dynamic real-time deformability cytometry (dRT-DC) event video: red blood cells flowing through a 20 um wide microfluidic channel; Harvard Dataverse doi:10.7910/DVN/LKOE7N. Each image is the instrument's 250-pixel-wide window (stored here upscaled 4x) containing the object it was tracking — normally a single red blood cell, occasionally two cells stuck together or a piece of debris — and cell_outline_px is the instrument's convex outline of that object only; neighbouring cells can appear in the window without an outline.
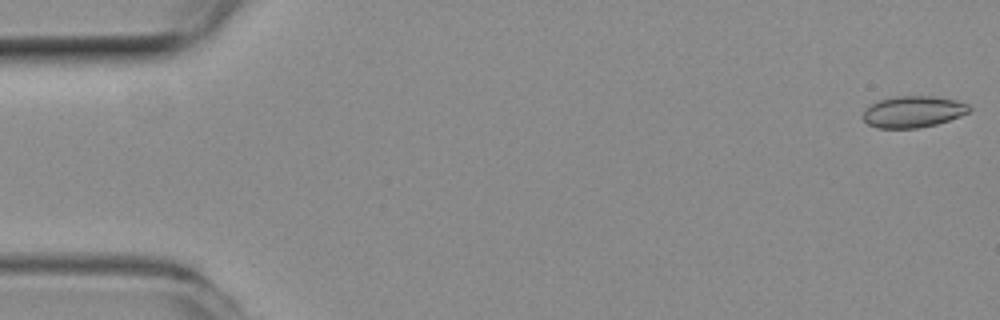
{"species": "common noctule bat (a hibernating species)", "species_latin": "Nyctalus noctula", "temperature_condition": "room temperature", "stored_images_in_passage": 52, "camera_frame_rate_fps": 3000, "um_per_image_px": 0.085, "animal": {"sex": "female", "body_mass_g": 19.3, "forearm_length_mm": 54.1}, "frame": {"image": 1, "passage_image": 1, "time_ms": 0.0, "image_size_px": [1000, 320], "cell_outline_px": [[972, 108], [968, 112], [960, 116], [936, 124], [916, 128], [876, 128], [868, 124], [860, 116], [872, 104], [880, 100], [896, 96], [932, 96], [956, 100], [968, 104]], "centroid_in_image_um": [77.61, 9.5], "position_along_channel_um": 7.4, "area_um2": 19.36}}
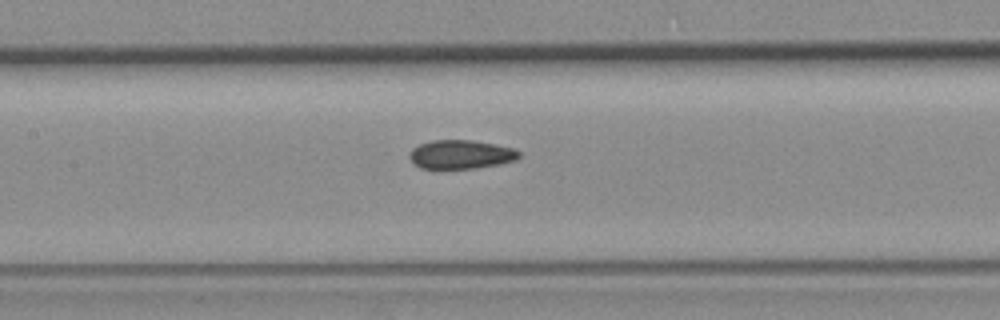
{"frame": {"image": 2, "passage_image": 24, "time_ms": 7.667, "image_size_px": [1000, 320], "cell_outline_px": [[520, 156], [516, 160], [500, 164], [476, 168], [420, 168], [408, 156], [412, 148], [420, 144], [432, 140], [472, 140], [512, 148], [520, 152]], "centroid_in_image_um": [39.17, 13.12], "position_along_channel_um": 168.2, "area_um2": 18.21}}
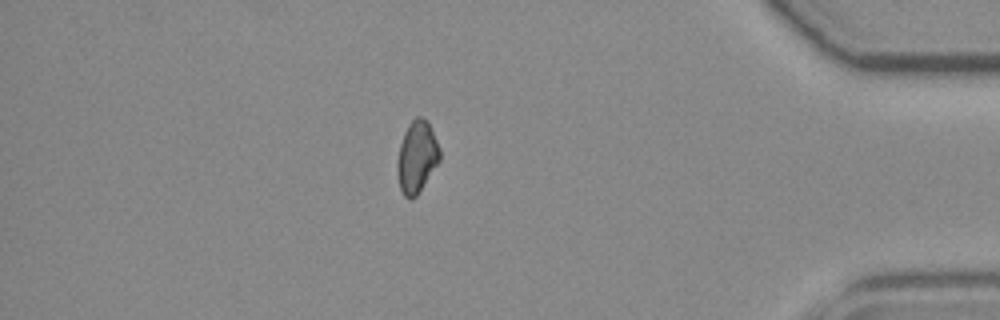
{"frame": {"image": 3, "passage_image": 45, "time_ms": 14.667, "image_size_px": [1000, 320], "cell_outline_px": [[440, 160], [416, 196], [412, 200], [408, 200], [404, 196], [400, 188], [396, 172], [396, 160], [400, 144], [404, 132], [408, 124], [416, 116], [420, 116], [428, 120], [440, 148]], "centroid_in_image_um": [35.41, 13.33], "position_along_channel_um": 399.8, "area_um2": 18.03}, "authors_computed_cell_mechanics": {"area_um2": 18.5827, "velocity_mm_per_s": 3.9177, "shape_relaxation_time_tau1_ms": null, "shape_relaxation_time_tau2_ms": 5.415, "deformation_change_tau1": null, "deformation_change_tau2": 0.0915}}